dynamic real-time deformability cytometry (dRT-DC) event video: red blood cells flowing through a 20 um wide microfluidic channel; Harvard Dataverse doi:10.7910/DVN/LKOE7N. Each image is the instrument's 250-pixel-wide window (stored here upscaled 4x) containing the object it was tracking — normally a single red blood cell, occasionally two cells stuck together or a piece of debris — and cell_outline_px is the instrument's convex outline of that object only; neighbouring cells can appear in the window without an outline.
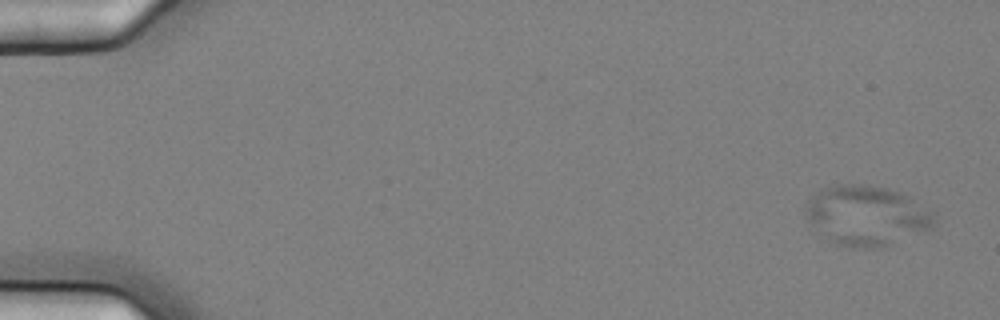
{"species": "common noctule bat (a hibernating species)", "species_latin": "Nyctalus noctula", "temperature_condition": "cold", "stored_images_in_passage": 10, "camera_frame_rate_fps": 3000, "um_per_image_px": 0.085, "animal": {"sex": "female", "body_mass_g": 25.1}, "frame": {"image": 1, "passage_image": 1, "time_ms": 0.0, "image_size_px": [1000, 320], "cell_outline_px": [[936, 228], [884, 248], [864, 248], [836, 244], [820, 236], [808, 220], [804, 212], [804, 204], [820, 188], [836, 184], [868, 184], [888, 188], [900, 192], [908, 196], [936, 212]], "centroid_in_image_um": [73.7, 18.33], "position_along_channel_um": 11.3, "area_um2": 46.24}}
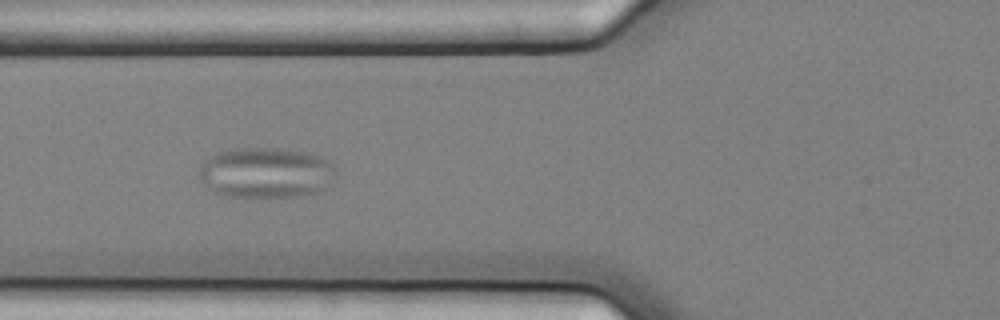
{"frame": {"image": 2, "passage_image": 6, "time_ms": 1.667, "image_size_px": [1000, 320], "cell_outline_px": [[336, 172], [320, 192], [292, 196], [228, 196], [212, 192], [208, 188], [200, 176], [200, 164], [204, 160], [220, 152], [236, 148], [276, 148], [304, 152], [324, 156], [336, 164]], "centroid_in_image_um": [22.63, 14.66], "position_along_channel_um": 103.2, "area_um2": 40.06}}
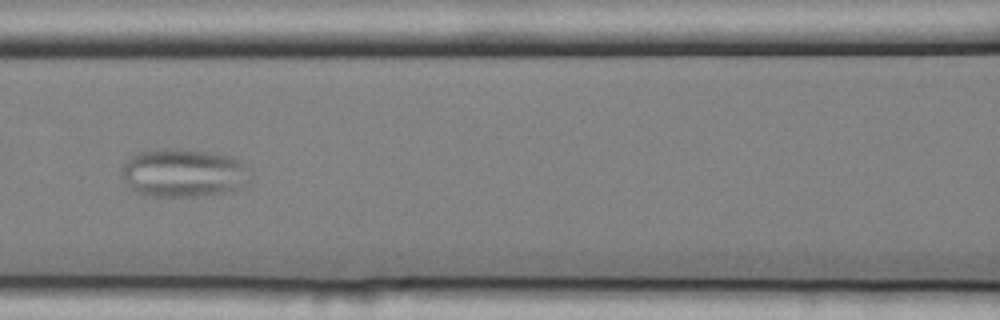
{"frame": {"image": 3, "passage_image": 7, "time_ms": 2.0, "image_size_px": [1000, 320], "cell_outline_px": [[252, 172], [248, 180], [240, 188], [224, 192], [196, 196], [152, 196], [136, 192], [124, 180], [124, 164], [136, 152], [164, 148], [176, 148], [204, 152], [228, 156], [240, 160]], "centroid_in_image_um": [15.62, 14.69], "position_along_channel_um": 151.0, "area_um2": 35.78}}